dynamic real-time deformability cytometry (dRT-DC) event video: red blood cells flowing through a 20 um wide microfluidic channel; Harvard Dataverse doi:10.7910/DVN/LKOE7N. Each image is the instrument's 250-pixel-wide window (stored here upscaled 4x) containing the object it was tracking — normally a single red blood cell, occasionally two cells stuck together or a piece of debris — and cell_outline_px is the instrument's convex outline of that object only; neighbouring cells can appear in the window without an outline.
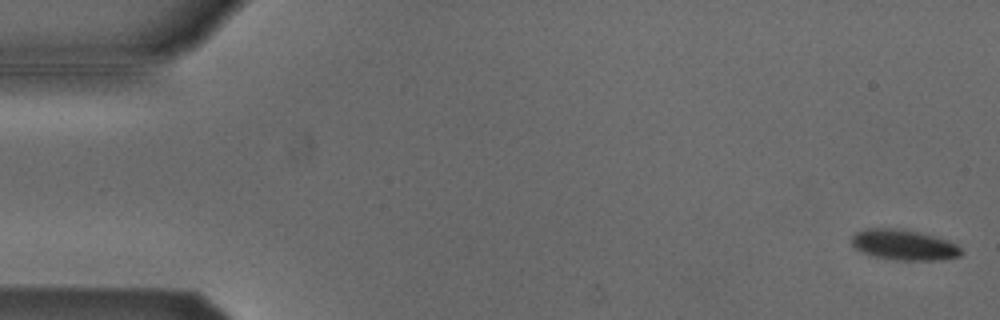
{"species": "Egyptian fruit bat (a non-hibernating species)", "species_latin": "Rousettus aegyptiacus", "temperature_condition": "cold", "stored_images_in_passage": 55, "camera_frame_rate_fps": 3000, "um_per_image_px": 0.085, "animal": {"sex": "male"}, "frame": {"image": 1, "passage_image": 2, "time_ms": 0.333, "image_size_px": [1000, 320], "cell_outline_px": [[964, 252], [960, 256], [940, 260], [896, 260], [872, 256], [856, 248], [852, 244], [852, 236], [856, 232], [864, 228], [892, 228], [916, 232], [932, 236], [956, 244]], "centroid_in_image_um": [76.81, 20.82], "position_along_channel_um": 8.2, "area_um2": 19.19}}
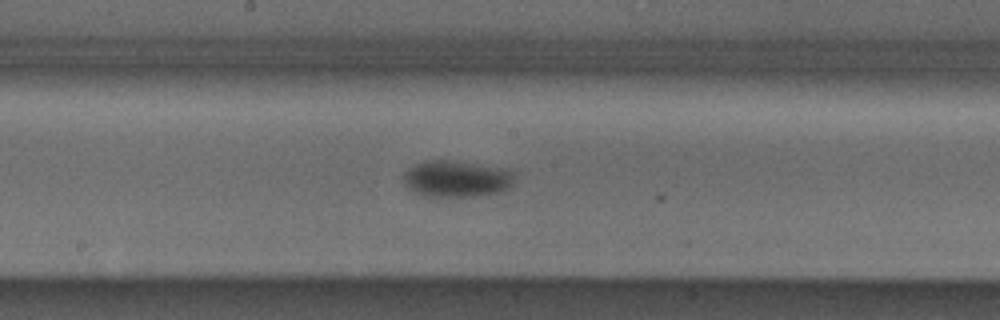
{"frame": {"image": 2, "passage_image": 29, "time_ms": 9.333, "image_size_px": [1000, 320], "cell_outline_px": [[512, 184], [508, 188], [500, 192], [472, 196], [424, 196], [408, 188], [404, 184], [404, 172], [408, 168], [424, 160], [444, 160], [472, 164], [512, 172]], "centroid_in_image_um": [38.7, 15.21], "position_along_channel_um": 209.5, "area_um2": 22.83}}
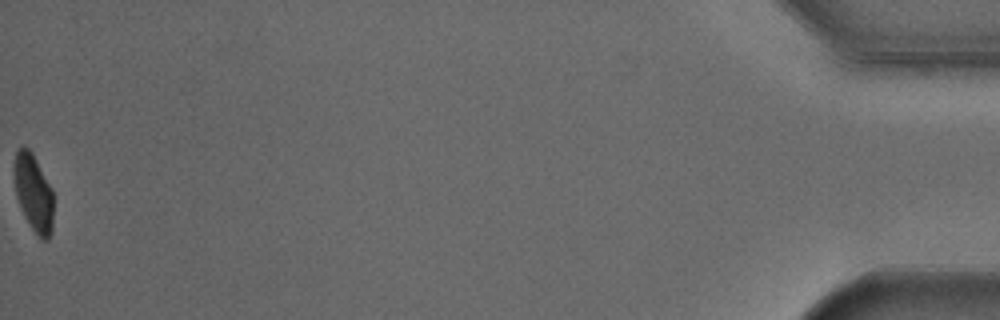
{"frame": {"image": 3, "passage_image": 55, "time_ms": 18.0, "image_size_px": [1000, 320], "cell_outline_px": [[52, 232], [48, 240], [40, 240], [24, 216], [20, 208], [16, 196], [12, 168], [16, 148], [20, 144], [28, 148], [32, 152], [52, 188]], "centroid_in_image_um": [2.81, 16.34], "position_along_channel_um": 432.4, "area_um2": 18.15}, "authors_computed_cell_mechanics": {"area_um2": 20.808, "velocity_mm_per_s": 3.7985, "shape_relaxation_time_tau1_ms": 2.1674, "shape_relaxation_time_tau2_ms": null, "deformation_change_tau1": 0.0739, "deformation_change_tau2": null}}